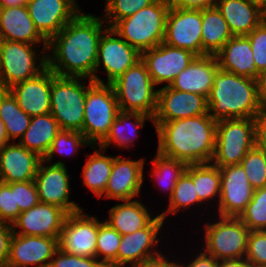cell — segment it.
I'll list each match as a JSON object with an SVG mask.
<instances>
[{
    "label": "cell",
    "instance_id": "6da1fadb",
    "mask_svg": "<svg viewBox=\"0 0 266 267\" xmlns=\"http://www.w3.org/2000/svg\"><path fill=\"white\" fill-rule=\"evenodd\" d=\"M102 17L80 12L48 41L47 67L60 77L94 81L97 52L106 23Z\"/></svg>",
    "mask_w": 266,
    "mask_h": 267
},
{
    "label": "cell",
    "instance_id": "7a4b0ae2",
    "mask_svg": "<svg viewBox=\"0 0 266 267\" xmlns=\"http://www.w3.org/2000/svg\"><path fill=\"white\" fill-rule=\"evenodd\" d=\"M153 125L160 154L187 164L213 160L217 121L209 113L169 122H153Z\"/></svg>",
    "mask_w": 266,
    "mask_h": 267
},
{
    "label": "cell",
    "instance_id": "3957f363",
    "mask_svg": "<svg viewBox=\"0 0 266 267\" xmlns=\"http://www.w3.org/2000/svg\"><path fill=\"white\" fill-rule=\"evenodd\" d=\"M213 82L207 105L209 115L215 121L235 118L254 119L263 109L258 80L219 68Z\"/></svg>",
    "mask_w": 266,
    "mask_h": 267
},
{
    "label": "cell",
    "instance_id": "277c9868",
    "mask_svg": "<svg viewBox=\"0 0 266 267\" xmlns=\"http://www.w3.org/2000/svg\"><path fill=\"white\" fill-rule=\"evenodd\" d=\"M170 5L155 0L132 16L117 21L111 28L140 53L163 42Z\"/></svg>",
    "mask_w": 266,
    "mask_h": 267
},
{
    "label": "cell",
    "instance_id": "5b68a950",
    "mask_svg": "<svg viewBox=\"0 0 266 267\" xmlns=\"http://www.w3.org/2000/svg\"><path fill=\"white\" fill-rule=\"evenodd\" d=\"M88 78L60 77L51 70L50 113L61 130L82 132L84 106L88 88L95 82L89 79L88 86L82 84Z\"/></svg>",
    "mask_w": 266,
    "mask_h": 267
},
{
    "label": "cell",
    "instance_id": "8992f818",
    "mask_svg": "<svg viewBox=\"0 0 266 267\" xmlns=\"http://www.w3.org/2000/svg\"><path fill=\"white\" fill-rule=\"evenodd\" d=\"M111 85L120 111L143 113L152 118L155 116L158 90L141 59Z\"/></svg>",
    "mask_w": 266,
    "mask_h": 267
},
{
    "label": "cell",
    "instance_id": "52a82bcc",
    "mask_svg": "<svg viewBox=\"0 0 266 267\" xmlns=\"http://www.w3.org/2000/svg\"><path fill=\"white\" fill-rule=\"evenodd\" d=\"M119 111L111 84L94 82L88 88L81 133L91 145H99L106 138Z\"/></svg>",
    "mask_w": 266,
    "mask_h": 267
},
{
    "label": "cell",
    "instance_id": "ba28073f",
    "mask_svg": "<svg viewBox=\"0 0 266 267\" xmlns=\"http://www.w3.org/2000/svg\"><path fill=\"white\" fill-rule=\"evenodd\" d=\"M254 146V119L217 121L215 152L211 162L217 167L240 164Z\"/></svg>",
    "mask_w": 266,
    "mask_h": 267
},
{
    "label": "cell",
    "instance_id": "9c48e42d",
    "mask_svg": "<svg viewBox=\"0 0 266 267\" xmlns=\"http://www.w3.org/2000/svg\"><path fill=\"white\" fill-rule=\"evenodd\" d=\"M34 46V47H33ZM39 45L3 40L0 63V89L36 77L47 68V54L38 55L35 47ZM37 53V54H36ZM39 56L40 62L36 63ZM38 64V65H36Z\"/></svg>",
    "mask_w": 266,
    "mask_h": 267
},
{
    "label": "cell",
    "instance_id": "30bf717a",
    "mask_svg": "<svg viewBox=\"0 0 266 267\" xmlns=\"http://www.w3.org/2000/svg\"><path fill=\"white\" fill-rule=\"evenodd\" d=\"M205 225L204 252L216 260L245 258L250 230L238 217H221Z\"/></svg>",
    "mask_w": 266,
    "mask_h": 267
},
{
    "label": "cell",
    "instance_id": "8fae6325",
    "mask_svg": "<svg viewBox=\"0 0 266 267\" xmlns=\"http://www.w3.org/2000/svg\"><path fill=\"white\" fill-rule=\"evenodd\" d=\"M140 59L141 53L136 48L121 38L112 28H107L99 42L94 81L104 84L103 80L96 75L101 65L105 69L104 72H107V84H111Z\"/></svg>",
    "mask_w": 266,
    "mask_h": 267
},
{
    "label": "cell",
    "instance_id": "7c38bea8",
    "mask_svg": "<svg viewBox=\"0 0 266 267\" xmlns=\"http://www.w3.org/2000/svg\"><path fill=\"white\" fill-rule=\"evenodd\" d=\"M80 211L69 213L58 237V249L71 255L96 258L99 220Z\"/></svg>",
    "mask_w": 266,
    "mask_h": 267
},
{
    "label": "cell",
    "instance_id": "4fadbf2b",
    "mask_svg": "<svg viewBox=\"0 0 266 267\" xmlns=\"http://www.w3.org/2000/svg\"><path fill=\"white\" fill-rule=\"evenodd\" d=\"M202 9L170 7L163 43L202 56Z\"/></svg>",
    "mask_w": 266,
    "mask_h": 267
},
{
    "label": "cell",
    "instance_id": "5bb4252c",
    "mask_svg": "<svg viewBox=\"0 0 266 267\" xmlns=\"http://www.w3.org/2000/svg\"><path fill=\"white\" fill-rule=\"evenodd\" d=\"M164 221L158 214L145 228L122 235L117 253V267H125L126 264L135 267L163 256L160 251H156L157 248H152L155 245L157 247L161 241L158 235Z\"/></svg>",
    "mask_w": 266,
    "mask_h": 267
},
{
    "label": "cell",
    "instance_id": "9a60e30c",
    "mask_svg": "<svg viewBox=\"0 0 266 267\" xmlns=\"http://www.w3.org/2000/svg\"><path fill=\"white\" fill-rule=\"evenodd\" d=\"M42 160L35 176L39 200L42 203L56 205L68 214L82 210L75 201L69 200L70 175L62 160L50 165H44Z\"/></svg>",
    "mask_w": 266,
    "mask_h": 267
},
{
    "label": "cell",
    "instance_id": "2e32d148",
    "mask_svg": "<svg viewBox=\"0 0 266 267\" xmlns=\"http://www.w3.org/2000/svg\"><path fill=\"white\" fill-rule=\"evenodd\" d=\"M196 56L187 49L172 47L163 42L141 52V60L156 86L166 82L169 86Z\"/></svg>",
    "mask_w": 266,
    "mask_h": 267
},
{
    "label": "cell",
    "instance_id": "e0dca14e",
    "mask_svg": "<svg viewBox=\"0 0 266 267\" xmlns=\"http://www.w3.org/2000/svg\"><path fill=\"white\" fill-rule=\"evenodd\" d=\"M221 192L218 214L221 217H239L251 201L254 188L240 164L219 167Z\"/></svg>",
    "mask_w": 266,
    "mask_h": 267
},
{
    "label": "cell",
    "instance_id": "ac0fdd59",
    "mask_svg": "<svg viewBox=\"0 0 266 267\" xmlns=\"http://www.w3.org/2000/svg\"><path fill=\"white\" fill-rule=\"evenodd\" d=\"M26 6L36 29L47 41L82 11L76 0H28Z\"/></svg>",
    "mask_w": 266,
    "mask_h": 267
},
{
    "label": "cell",
    "instance_id": "d6986e66",
    "mask_svg": "<svg viewBox=\"0 0 266 267\" xmlns=\"http://www.w3.org/2000/svg\"><path fill=\"white\" fill-rule=\"evenodd\" d=\"M208 113L206 97L165 85L158 89L157 109L153 122H169Z\"/></svg>",
    "mask_w": 266,
    "mask_h": 267
},
{
    "label": "cell",
    "instance_id": "ffe728a7",
    "mask_svg": "<svg viewBox=\"0 0 266 267\" xmlns=\"http://www.w3.org/2000/svg\"><path fill=\"white\" fill-rule=\"evenodd\" d=\"M68 213L52 204L39 202L23 211L12 223L13 232L18 235L58 238ZM21 228L20 231L17 229Z\"/></svg>",
    "mask_w": 266,
    "mask_h": 267
},
{
    "label": "cell",
    "instance_id": "44dd1931",
    "mask_svg": "<svg viewBox=\"0 0 266 267\" xmlns=\"http://www.w3.org/2000/svg\"><path fill=\"white\" fill-rule=\"evenodd\" d=\"M57 249L58 238L14 233L6 267H49Z\"/></svg>",
    "mask_w": 266,
    "mask_h": 267
},
{
    "label": "cell",
    "instance_id": "7402d4cb",
    "mask_svg": "<svg viewBox=\"0 0 266 267\" xmlns=\"http://www.w3.org/2000/svg\"><path fill=\"white\" fill-rule=\"evenodd\" d=\"M145 158L130 160L116 156L108 183L104 192L105 200L115 199L118 201L133 200L140 195L141 186L144 182Z\"/></svg>",
    "mask_w": 266,
    "mask_h": 267
},
{
    "label": "cell",
    "instance_id": "603a6c76",
    "mask_svg": "<svg viewBox=\"0 0 266 267\" xmlns=\"http://www.w3.org/2000/svg\"><path fill=\"white\" fill-rule=\"evenodd\" d=\"M8 90L29 116L50 113L51 69L48 67L36 77L17 83Z\"/></svg>",
    "mask_w": 266,
    "mask_h": 267
},
{
    "label": "cell",
    "instance_id": "cb8c5ba5",
    "mask_svg": "<svg viewBox=\"0 0 266 267\" xmlns=\"http://www.w3.org/2000/svg\"><path fill=\"white\" fill-rule=\"evenodd\" d=\"M43 158L20 143L0 148V177L3 183L34 180Z\"/></svg>",
    "mask_w": 266,
    "mask_h": 267
},
{
    "label": "cell",
    "instance_id": "d4e9b609",
    "mask_svg": "<svg viewBox=\"0 0 266 267\" xmlns=\"http://www.w3.org/2000/svg\"><path fill=\"white\" fill-rule=\"evenodd\" d=\"M0 37L3 40L40 45L47 53L48 41L38 32L30 18L26 4L0 7Z\"/></svg>",
    "mask_w": 266,
    "mask_h": 267
},
{
    "label": "cell",
    "instance_id": "484cf974",
    "mask_svg": "<svg viewBox=\"0 0 266 267\" xmlns=\"http://www.w3.org/2000/svg\"><path fill=\"white\" fill-rule=\"evenodd\" d=\"M218 69L215 55L196 56L188 67L176 76L169 87L208 98Z\"/></svg>",
    "mask_w": 266,
    "mask_h": 267
},
{
    "label": "cell",
    "instance_id": "4316f807",
    "mask_svg": "<svg viewBox=\"0 0 266 267\" xmlns=\"http://www.w3.org/2000/svg\"><path fill=\"white\" fill-rule=\"evenodd\" d=\"M221 70L258 80L261 73L253 59L247 36H233L215 54Z\"/></svg>",
    "mask_w": 266,
    "mask_h": 267
},
{
    "label": "cell",
    "instance_id": "83f0119b",
    "mask_svg": "<svg viewBox=\"0 0 266 267\" xmlns=\"http://www.w3.org/2000/svg\"><path fill=\"white\" fill-rule=\"evenodd\" d=\"M233 36L250 34L264 19L261 8L248 0H216Z\"/></svg>",
    "mask_w": 266,
    "mask_h": 267
},
{
    "label": "cell",
    "instance_id": "f1b7e54d",
    "mask_svg": "<svg viewBox=\"0 0 266 267\" xmlns=\"http://www.w3.org/2000/svg\"><path fill=\"white\" fill-rule=\"evenodd\" d=\"M122 202L109 209V217L105 221L120 235L145 228L154 219L140 201L123 200Z\"/></svg>",
    "mask_w": 266,
    "mask_h": 267
},
{
    "label": "cell",
    "instance_id": "f546056e",
    "mask_svg": "<svg viewBox=\"0 0 266 267\" xmlns=\"http://www.w3.org/2000/svg\"><path fill=\"white\" fill-rule=\"evenodd\" d=\"M60 130L59 124L51 113L33 116L28 129L19 139V143L44 158Z\"/></svg>",
    "mask_w": 266,
    "mask_h": 267
},
{
    "label": "cell",
    "instance_id": "4dcf8cb0",
    "mask_svg": "<svg viewBox=\"0 0 266 267\" xmlns=\"http://www.w3.org/2000/svg\"><path fill=\"white\" fill-rule=\"evenodd\" d=\"M132 119L134 121L130 122ZM147 120H151V123H153V118L143 113L119 111L111 125L109 134L99 146L106 150L114 143L122 150L123 148H130V146H133L136 136H138V128L142 129Z\"/></svg>",
    "mask_w": 266,
    "mask_h": 267
},
{
    "label": "cell",
    "instance_id": "1f68e13d",
    "mask_svg": "<svg viewBox=\"0 0 266 267\" xmlns=\"http://www.w3.org/2000/svg\"><path fill=\"white\" fill-rule=\"evenodd\" d=\"M233 37L216 6L202 9V56L215 55Z\"/></svg>",
    "mask_w": 266,
    "mask_h": 267
},
{
    "label": "cell",
    "instance_id": "d6a6232c",
    "mask_svg": "<svg viewBox=\"0 0 266 267\" xmlns=\"http://www.w3.org/2000/svg\"><path fill=\"white\" fill-rule=\"evenodd\" d=\"M95 153L88 155L87 162L83 166L82 179L84 185L98 198L104 196L113 166V156L104 155L106 150L99 145H91Z\"/></svg>",
    "mask_w": 266,
    "mask_h": 267
},
{
    "label": "cell",
    "instance_id": "836d02e7",
    "mask_svg": "<svg viewBox=\"0 0 266 267\" xmlns=\"http://www.w3.org/2000/svg\"><path fill=\"white\" fill-rule=\"evenodd\" d=\"M0 118L4 122L8 139L14 141L24 135L32 117L19 107L8 89H0Z\"/></svg>",
    "mask_w": 266,
    "mask_h": 267
},
{
    "label": "cell",
    "instance_id": "e575fe53",
    "mask_svg": "<svg viewBox=\"0 0 266 267\" xmlns=\"http://www.w3.org/2000/svg\"><path fill=\"white\" fill-rule=\"evenodd\" d=\"M186 171L192 176L199 203L220 198L221 177L219 167L212 162L188 164Z\"/></svg>",
    "mask_w": 266,
    "mask_h": 267
},
{
    "label": "cell",
    "instance_id": "d590c367",
    "mask_svg": "<svg viewBox=\"0 0 266 267\" xmlns=\"http://www.w3.org/2000/svg\"><path fill=\"white\" fill-rule=\"evenodd\" d=\"M152 177L158 181L157 184L162 189L169 192V200L171 199L173 189L177 184V181L185 173L188 164L184 161L170 158L160 154L158 151L155 154L153 161Z\"/></svg>",
    "mask_w": 266,
    "mask_h": 267
},
{
    "label": "cell",
    "instance_id": "8d00e7d4",
    "mask_svg": "<svg viewBox=\"0 0 266 267\" xmlns=\"http://www.w3.org/2000/svg\"><path fill=\"white\" fill-rule=\"evenodd\" d=\"M168 202L167 210L160 214L164 220L167 215H175L179 210H186L190 206L192 207L193 204H199V197L196 193L192 176L187 171L177 181L171 199Z\"/></svg>",
    "mask_w": 266,
    "mask_h": 267
},
{
    "label": "cell",
    "instance_id": "74e56055",
    "mask_svg": "<svg viewBox=\"0 0 266 267\" xmlns=\"http://www.w3.org/2000/svg\"><path fill=\"white\" fill-rule=\"evenodd\" d=\"M122 235L105 221H99V232L96 243V258L107 267H117V253Z\"/></svg>",
    "mask_w": 266,
    "mask_h": 267
},
{
    "label": "cell",
    "instance_id": "f35d334b",
    "mask_svg": "<svg viewBox=\"0 0 266 267\" xmlns=\"http://www.w3.org/2000/svg\"><path fill=\"white\" fill-rule=\"evenodd\" d=\"M238 218L250 231L266 230V187L254 190L251 201Z\"/></svg>",
    "mask_w": 266,
    "mask_h": 267
},
{
    "label": "cell",
    "instance_id": "ab89813d",
    "mask_svg": "<svg viewBox=\"0 0 266 267\" xmlns=\"http://www.w3.org/2000/svg\"><path fill=\"white\" fill-rule=\"evenodd\" d=\"M91 146L85 136L79 131L60 130L54 138L48 152L44 156L45 163H51L57 152L63 155H74L80 147Z\"/></svg>",
    "mask_w": 266,
    "mask_h": 267
},
{
    "label": "cell",
    "instance_id": "60d3db41",
    "mask_svg": "<svg viewBox=\"0 0 266 267\" xmlns=\"http://www.w3.org/2000/svg\"><path fill=\"white\" fill-rule=\"evenodd\" d=\"M240 165L254 189L266 187V152L254 146L242 159Z\"/></svg>",
    "mask_w": 266,
    "mask_h": 267
},
{
    "label": "cell",
    "instance_id": "b9f144b4",
    "mask_svg": "<svg viewBox=\"0 0 266 267\" xmlns=\"http://www.w3.org/2000/svg\"><path fill=\"white\" fill-rule=\"evenodd\" d=\"M155 0H106L105 13L102 18L111 28L117 21L132 16L142 8L151 5Z\"/></svg>",
    "mask_w": 266,
    "mask_h": 267
},
{
    "label": "cell",
    "instance_id": "7bdbcfd3",
    "mask_svg": "<svg viewBox=\"0 0 266 267\" xmlns=\"http://www.w3.org/2000/svg\"><path fill=\"white\" fill-rule=\"evenodd\" d=\"M256 68L266 72V18L248 35Z\"/></svg>",
    "mask_w": 266,
    "mask_h": 267
},
{
    "label": "cell",
    "instance_id": "ee69618b",
    "mask_svg": "<svg viewBox=\"0 0 266 267\" xmlns=\"http://www.w3.org/2000/svg\"><path fill=\"white\" fill-rule=\"evenodd\" d=\"M245 260L266 267V230L250 231Z\"/></svg>",
    "mask_w": 266,
    "mask_h": 267
},
{
    "label": "cell",
    "instance_id": "f6af8a7d",
    "mask_svg": "<svg viewBox=\"0 0 266 267\" xmlns=\"http://www.w3.org/2000/svg\"><path fill=\"white\" fill-rule=\"evenodd\" d=\"M21 211L15 208V182L0 184V221L12 224Z\"/></svg>",
    "mask_w": 266,
    "mask_h": 267
},
{
    "label": "cell",
    "instance_id": "bcb514c9",
    "mask_svg": "<svg viewBox=\"0 0 266 267\" xmlns=\"http://www.w3.org/2000/svg\"><path fill=\"white\" fill-rule=\"evenodd\" d=\"M40 202L34 180L15 182V208L21 212L29 210Z\"/></svg>",
    "mask_w": 266,
    "mask_h": 267
},
{
    "label": "cell",
    "instance_id": "7dc6e473",
    "mask_svg": "<svg viewBox=\"0 0 266 267\" xmlns=\"http://www.w3.org/2000/svg\"><path fill=\"white\" fill-rule=\"evenodd\" d=\"M57 256V257H56ZM97 258L71 255L57 249L51 258L49 267H103Z\"/></svg>",
    "mask_w": 266,
    "mask_h": 267
},
{
    "label": "cell",
    "instance_id": "c3c4849f",
    "mask_svg": "<svg viewBox=\"0 0 266 267\" xmlns=\"http://www.w3.org/2000/svg\"><path fill=\"white\" fill-rule=\"evenodd\" d=\"M13 235L12 224L0 221V267L7 265Z\"/></svg>",
    "mask_w": 266,
    "mask_h": 267
},
{
    "label": "cell",
    "instance_id": "681fc988",
    "mask_svg": "<svg viewBox=\"0 0 266 267\" xmlns=\"http://www.w3.org/2000/svg\"><path fill=\"white\" fill-rule=\"evenodd\" d=\"M254 137L255 147L266 152V108L263 109L254 118Z\"/></svg>",
    "mask_w": 266,
    "mask_h": 267
},
{
    "label": "cell",
    "instance_id": "f907efd6",
    "mask_svg": "<svg viewBox=\"0 0 266 267\" xmlns=\"http://www.w3.org/2000/svg\"><path fill=\"white\" fill-rule=\"evenodd\" d=\"M170 7L183 9H205L214 7L216 0H166Z\"/></svg>",
    "mask_w": 266,
    "mask_h": 267
},
{
    "label": "cell",
    "instance_id": "816d5d0a",
    "mask_svg": "<svg viewBox=\"0 0 266 267\" xmlns=\"http://www.w3.org/2000/svg\"><path fill=\"white\" fill-rule=\"evenodd\" d=\"M181 267H218V260H216L211 255L205 253L204 251L196 254V258L194 257V260H192L189 265H183L180 263Z\"/></svg>",
    "mask_w": 266,
    "mask_h": 267
},
{
    "label": "cell",
    "instance_id": "f5cc1de1",
    "mask_svg": "<svg viewBox=\"0 0 266 267\" xmlns=\"http://www.w3.org/2000/svg\"><path fill=\"white\" fill-rule=\"evenodd\" d=\"M135 267H181L180 263L177 261H171L169 258H166V255L161 256L157 259L148 261L147 263H143L141 265Z\"/></svg>",
    "mask_w": 266,
    "mask_h": 267
},
{
    "label": "cell",
    "instance_id": "db71d44e",
    "mask_svg": "<svg viewBox=\"0 0 266 267\" xmlns=\"http://www.w3.org/2000/svg\"><path fill=\"white\" fill-rule=\"evenodd\" d=\"M218 267H247L245 258L219 260Z\"/></svg>",
    "mask_w": 266,
    "mask_h": 267
},
{
    "label": "cell",
    "instance_id": "11a10c76",
    "mask_svg": "<svg viewBox=\"0 0 266 267\" xmlns=\"http://www.w3.org/2000/svg\"><path fill=\"white\" fill-rule=\"evenodd\" d=\"M259 96L262 101L263 107L266 108V72L262 73L258 79Z\"/></svg>",
    "mask_w": 266,
    "mask_h": 267
},
{
    "label": "cell",
    "instance_id": "9f6ffc18",
    "mask_svg": "<svg viewBox=\"0 0 266 267\" xmlns=\"http://www.w3.org/2000/svg\"><path fill=\"white\" fill-rule=\"evenodd\" d=\"M28 0H0V7L22 6Z\"/></svg>",
    "mask_w": 266,
    "mask_h": 267
},
{
    "label": "cell",
    "instance_id": "6f0895ef",
    "mask_svg": "<svg viewBox=\"0 0 266 267\" xmlns=\"http://www.w3.org/2000/svg\"><path fill=\"white\" fill-rule=\"evenodd\" d=\"M8 142H10V140L7 137L4 122L0 118V148L3 147Z\"/></svg>",
    "mask_w": 266,
    "mask_h": 267
},
{
    "label": "cell",
    "instance_id": "680465c9",
    "mask_svg": "<svg viewBox=\"0 0 266 267\" xmlns=\"http://www.w3.org/2000/svg\"><path fill=\"white\" fill-rule=\"evenodd\" d=\"M250 3L258 5L260 8L265 4L266 0H248Z\"/></svg>",
    "mask_w": 266,
    "mask_h": 267
},
{
    "label": "cell",
    "instance_id": "91938a15",
    "mask_svg": "<svg viewBox=\"0 0 266 267\" xmlns=\"http://www.w3.org/2000/svg\"><path fill=\"white\" fill-rule=\"evenodd\" d=\"M261 12H262V15L266 18V2H265V4L261 7Z\"/></svg>",
    "mask_w": 266,
    "mask_h": 267
},
{
    "label": "cell",
    "instance_id": "94428289",
    "mask_svg": "<svg viewBox=\"0 0 266 267\" xmlns=\"http://www.w3.org/2000/svg\"><path fill=\"white\" fill-rule=\"evenodd\" d=\"M2 43H3V39L0 37V63H1V54H2Z\"/></svg>",
    "mask_w": 266,
    "mask_h": 267
},
{
    "label": "cell",
    "instance_id": "6125c7cd",
    "mask_svg": "<svg viewBox=\"0 0 266 267\" xmlns=\"http://www.w3.org/2000/svg\"><path fill=\"white\" fill-rule=\"evenodd\" d=\"M247 267H265V266L254 265V264H251V263H248V262H247Z\"/></svg>",
    "mask_w": 266,
    "mask_h": 267
}]
</instances>
